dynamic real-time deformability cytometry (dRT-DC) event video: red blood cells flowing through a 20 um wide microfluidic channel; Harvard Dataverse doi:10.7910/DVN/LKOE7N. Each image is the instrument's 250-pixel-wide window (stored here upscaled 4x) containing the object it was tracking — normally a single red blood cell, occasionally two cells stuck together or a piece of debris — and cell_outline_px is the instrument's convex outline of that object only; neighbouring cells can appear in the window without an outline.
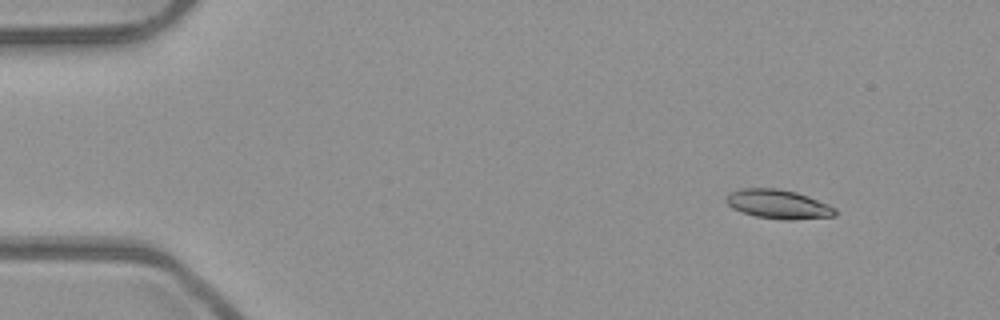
{"species": "common noctule bat (a hibernating species)", "species_latin": "Nyctalus noctula", "temperature_condition": "room temperature", "stored_images_in_passage": 2, "camera_frame_rate_fps": 3000, "um_per_image_px": 0.085, "animal": {"sex": "male", "body_mass_g": 23.1, "forearm_length_mm": 52.7}, "frame": {"image": 1, "passage_image": 2, "time_ms": 0.333, "image_size_px": [1000, 320], "cell_outline_px": [[836, 216], [792, 220], [780, 220], [756, 216], [732, 208], [724, 200], [728, 192], [740, 188], [776, 188], [796, 192], [808, 196], [828, 204], [836, 208]], "centroid_in_image_um": [66.14, 17.35], "position_along_channel_um": 18.9, "area_um2": 18.61}}